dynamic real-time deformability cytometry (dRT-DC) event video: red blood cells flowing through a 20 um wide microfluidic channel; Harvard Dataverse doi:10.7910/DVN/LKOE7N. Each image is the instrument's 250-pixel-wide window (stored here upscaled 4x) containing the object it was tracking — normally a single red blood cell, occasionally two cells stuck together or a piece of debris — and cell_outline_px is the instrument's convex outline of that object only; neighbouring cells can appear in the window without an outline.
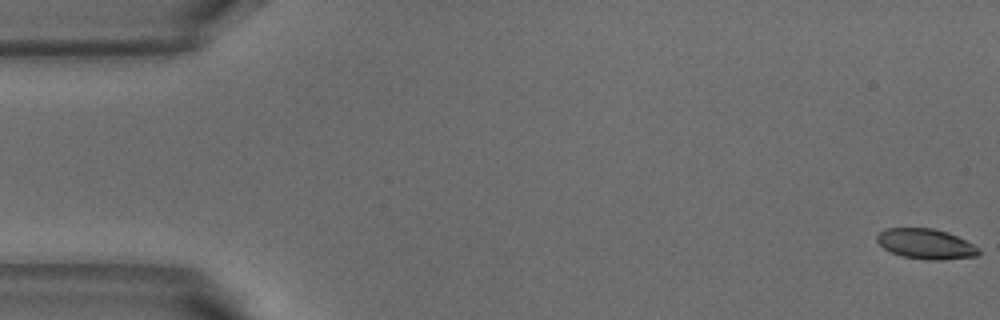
{"species": "common noctule bat (a hibernating species)", "species_latin": "Nyctalus noctula", "temperature_condition": "warm", "stored_images_in_passage": 53, "camera_frame_rate_fps": 3000, "um_per_image_px": 0.085, "animal": {"sex": "male", "body_mass_g": 18.8}, "frame": {"image": 1, "passage_image": 1, "time_ms": 0.0, "image_size_px": [1000, 320], "cell_outline_px": [[980, 252], [976, 256], [940, 260], [928, 260], [904, 256], [892, 252], [884, 248], [876, 240], [876, 236], [884, 228], [932, 228], [948, 232], [980, 248]], "centroid_in_image_um": [78.69, 20.72], "position_along_channel_um": 6.3, "area_um2": 17.74}}
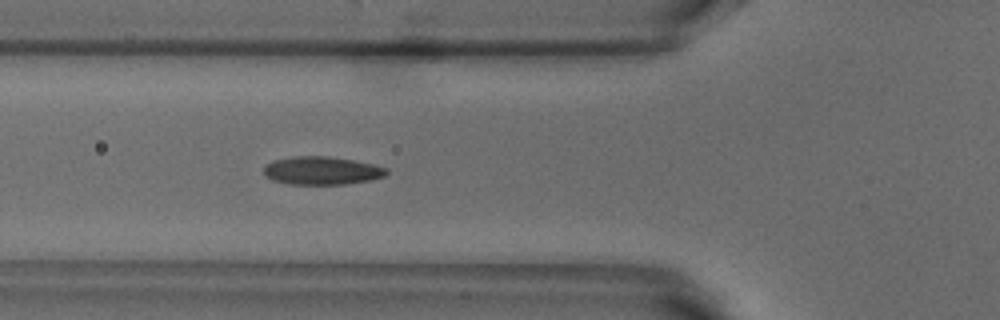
{"frame": {"image": 2, "passage_image": 19, "time_ms": 6.0, "image_size_px": [1000, 320], "cell_outline_px": [[388, 172], [384, 176], [368, 180], [344, 184], [292, 184], [272, 180], [264, 176], [264, 164], [272, 160], [292, 156], [328, 156], [352, 160], [372, 164], [388, 168]], "centroid_in_image_um": [27.3, 14.49], "position_along_channel_um": 98.5, "area_um2": 20.11}}
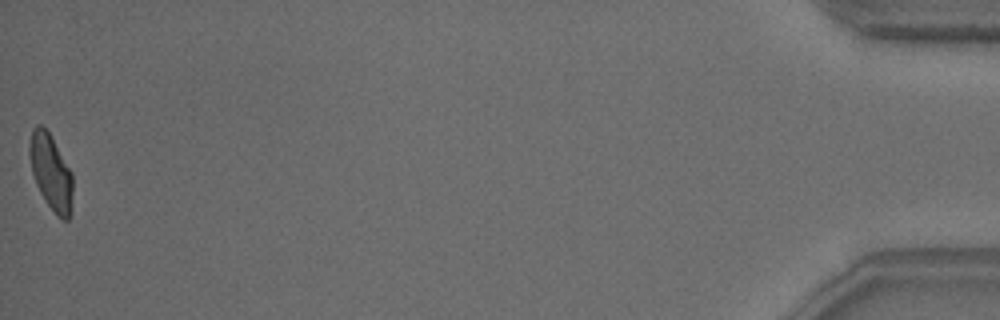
{"frame": {"image": 3, "passage_image": 53, "time_ms": 17.333, "image_size_px": [1000, 320], "cell_outline_px": [[72, 192], [68, 220], [64, 220], [56, 216], [40, 192], [36, 184], [32, 172], [28, 152], [28, 148], [32, 128], [36, 124], [40, 124], [48, 132], [72, 172]], "centroid_in_image_um": [4.3, 14.61], "position_along_channel_um": 430.9, "area_um2": 18.79}, "authors_computed_cell_mechanics": {"area_um2": 19.4208, "velocity_mm_per_s": 3.8206, "shape_relaxation_time_tau1_ms": 3.8233, "shape_relaxation_time_tau2_ms": 1.3339, "deformation_change_tau1": 0.1642, "deformation_change_tau2": 0.0694}}